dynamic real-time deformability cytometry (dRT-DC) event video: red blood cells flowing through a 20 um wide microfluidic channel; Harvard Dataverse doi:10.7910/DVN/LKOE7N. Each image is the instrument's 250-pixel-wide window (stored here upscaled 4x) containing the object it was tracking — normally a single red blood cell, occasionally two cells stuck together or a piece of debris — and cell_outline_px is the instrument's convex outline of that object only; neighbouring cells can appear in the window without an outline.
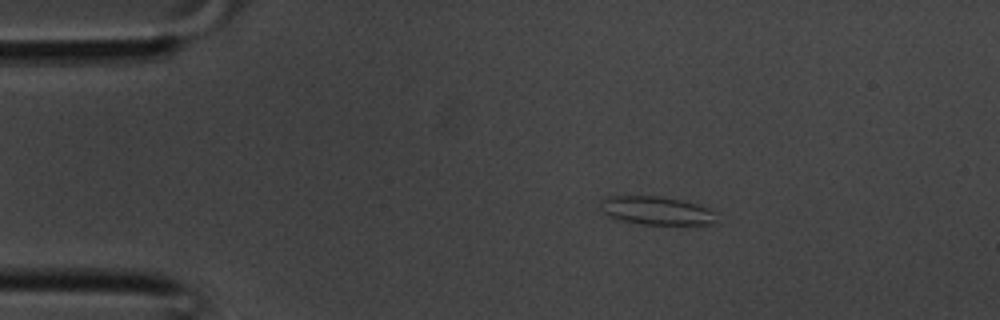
{"species": "common noctule bat (a hibernating species)", "species_latin": "Nyctalus noctula", "temperature_condition": "room temperature", "stored_images_in_passage": 32, "camera_frame_rate_fps": 3000, "um_per_image_px": 0.085, "animal": {"sex": "male", "body_mass_g": 20.1, "forearm_length_mm": 53.5}, "frame": {"image": 1, "passage_image": 1, "time_ms": 0.0, "image_size_px": [1000, 320], "cell_outline_px": [[716, 224], [640, 224], [624, 220], [612, 216], [604, 212], [600, 204], [600, 200], [608, 196], [660, 196], [684, 200], [708, 208], [716, 212]], "centroid_in_image_um": [55.86, 17.89], "position_along_channel_um": 29.1, "area_um2": 19.02}}
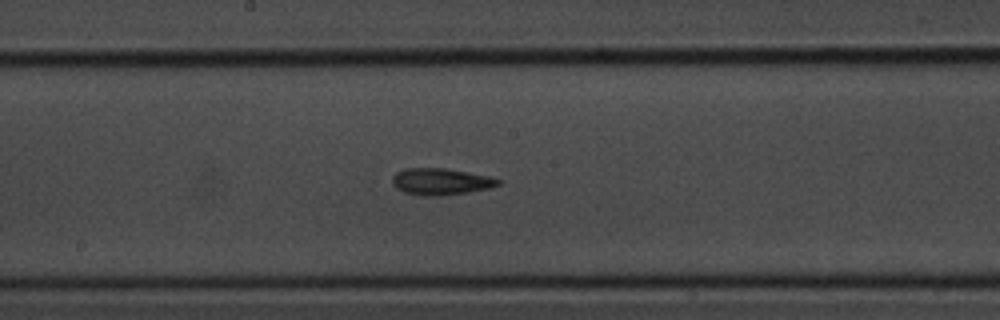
{"frame": {"image": 2, "passage_image": 14, "time_ms": 4.333, "image_size_px": [1000, 320], "cell_outline_px": [[500, 184], [488, 188], [468, 192], [440, 196], [424, 196], [404, 192], [396, 188], [392, 184], [392, 176], [396, 172], [404, 168], [444, 168], [488, 176], [500, 180]], "centroid_in_image_um": [37.41, 15.43], "position_along_channel_um": 210.8, "area_um2": 16.36}}
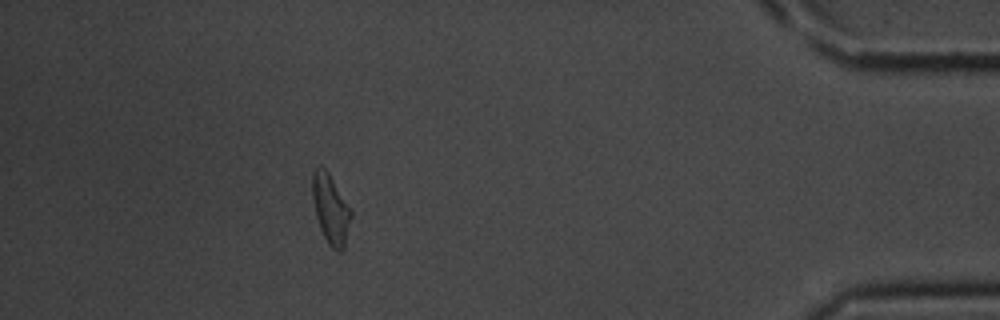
{"frame": {"image": 3, "passage_image": 28, "time_ms": 9.0, "image_size_px": [1000, 320], "cell_outline_px": [[352, 216], [344, 248], [340, 252], [336, 252], [328, 244], [320, 228], [316, 216], [312, 196], [312, 172], [320, 164], [328, 172], [352, 212]], "centroid_in_image_um": [28.1, 17.79], "position_along_channel_um": 407.1, "area_um2": 15.55}}